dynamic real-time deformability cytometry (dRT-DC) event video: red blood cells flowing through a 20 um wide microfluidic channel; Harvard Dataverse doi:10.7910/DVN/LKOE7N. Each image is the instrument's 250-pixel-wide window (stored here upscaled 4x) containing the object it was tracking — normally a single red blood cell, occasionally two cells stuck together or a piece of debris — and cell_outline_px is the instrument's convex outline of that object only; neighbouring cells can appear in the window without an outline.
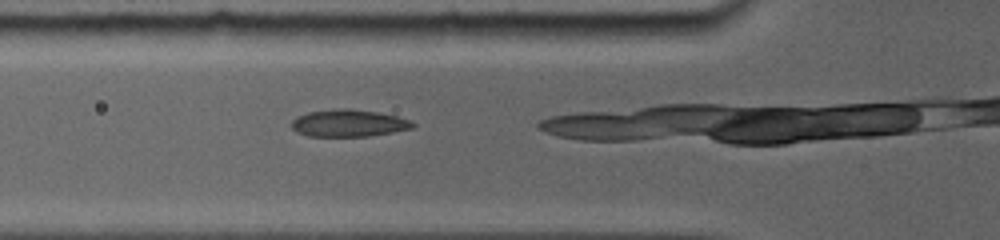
{"species": "common noctule bat (a hibernating species)", "species_latin": "Nyctalus noctula", "temperature_condition": "room temperature", "stored_images_in_passage": 3, "camera_frame_rate_fps": 5000, "um_per_image_px": 0.085, "animal": {"sex": "female", "body_mass_g": 19.0, "forearm_length_mm": 56.7}, "frame": {"image": 1, "passage_image": 2, "time_ms": 0.8, "image_size_px": [1000, 240], "cell_outline_px": [[416, 124], [412, 128], [392, 132], [368, 136], [308, 136], [296, 132], [292, 128], [292, 120], [296, 116], [308, 112], [340, 108], [348, 108], [380, 112], [396, 116], [408, 120]], "centroid_in_image_um": [29.6, 10.46], "position_along_channel_um": 96.2, "area_um2": 19.13}}
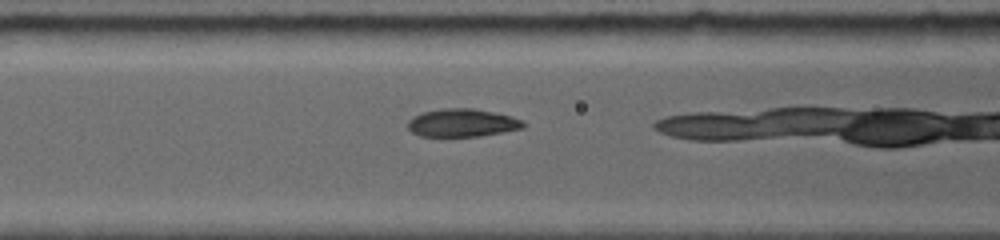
{"frame": {"image": 2, "passage_image": 3, "time_ms": 1.6, "image_size_px": [1000, 240], "cell_outline_px": [[524, 128], [480, 136], [448, 140], [420, 136], [412, 132], [408, 128], [408, 120], [412, 116], [424, 112], [444, 108], [472, 108], [512, 116], [524, 120]], "centroid_in_image_um": [39.24, 10.49], "position_along_channel_um": 127.4, "area_um2": 19.65}}